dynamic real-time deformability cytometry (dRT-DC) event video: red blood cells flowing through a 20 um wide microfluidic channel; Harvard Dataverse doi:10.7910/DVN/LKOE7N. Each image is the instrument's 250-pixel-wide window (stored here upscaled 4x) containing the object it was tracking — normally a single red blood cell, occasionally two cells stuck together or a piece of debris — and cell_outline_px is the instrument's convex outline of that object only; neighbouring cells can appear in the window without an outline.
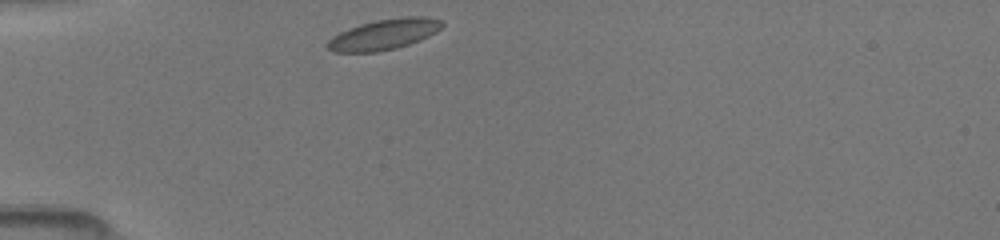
{"species": "common noctule bat (a hibernating species)", "species_latin": "Nyctalus noctula", "temperature_condition": "room temperature", "stored_images_in_passage": 36, "camera_frame_rate_fps": 3000, "um_per_image_px": 0.085, "animal": {"sex": "female", "body_mass_g": 19.5, "forearm_length_mm": 54.1}, "frame": {"image": 1, "passage_image": 1, "time_ms": 0.0, "image_size_px": [1000, 240], "cell_outline_px": [[444, 24], [436, 32], [420, 40], [396, 48], [376, 52], [332, 52], [324, 44], [332, 36], [348, 28], [360, 24], [376, 20], [404, 16], [428, 16], [444, 20]], "centroid_in_image_um": [32.64, 2.91], "position_along_channel_um": 52.4, "area_um2": 20.63}}
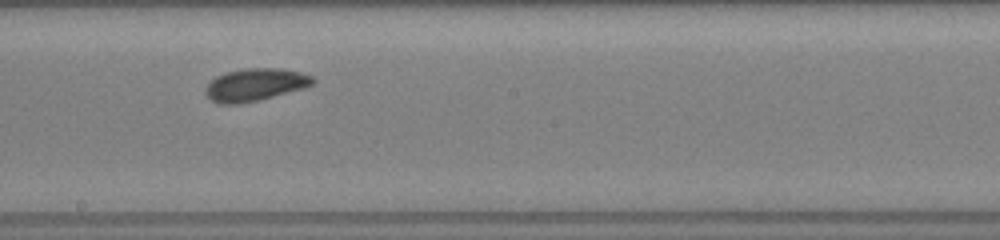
{"frame": {"image": 2, "passage_image": 15, "time_ms": 4.667, "image_size_px": [1000, 240], "cell_outline_px": [[316, 80], [312, 84], [304, 88], [240, 104], [220, 104], [212, 100], [204, 92], [204, 88], [216, 76], [228, 72], [244, 68], [284, 68], [300, 72], [312, 76]], "centroid_in_image_um": [21.68, 7.19], "position_along_channel_um": 226.5, "area_um2": 20.17}}
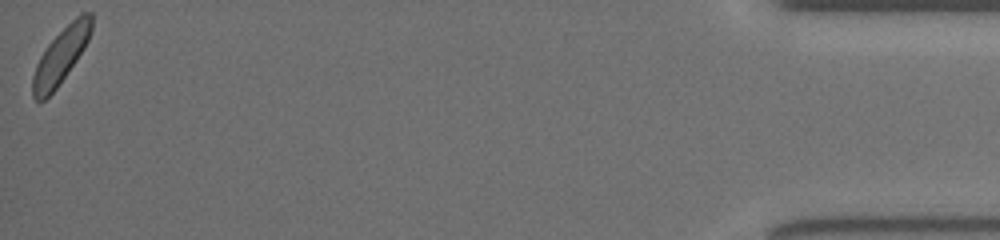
{"frame": {"image": 3, "passage_image": 36, "time_ms": 11.667, "image_size_px": [1000, 240], "cell_outline_px": [[92, 28], [88, 40], [84, 48], [76, 60], [56, 88], [44, 100], [36, 100], [32, 96], [32, 76], [36, 64], [40, 56], [48, 44], [80, 12], [92, 12]], "centroid_in_image_um": [5.17, 4.73], "position_along_channel_um": 430.0, "area_um2": 18.67}}